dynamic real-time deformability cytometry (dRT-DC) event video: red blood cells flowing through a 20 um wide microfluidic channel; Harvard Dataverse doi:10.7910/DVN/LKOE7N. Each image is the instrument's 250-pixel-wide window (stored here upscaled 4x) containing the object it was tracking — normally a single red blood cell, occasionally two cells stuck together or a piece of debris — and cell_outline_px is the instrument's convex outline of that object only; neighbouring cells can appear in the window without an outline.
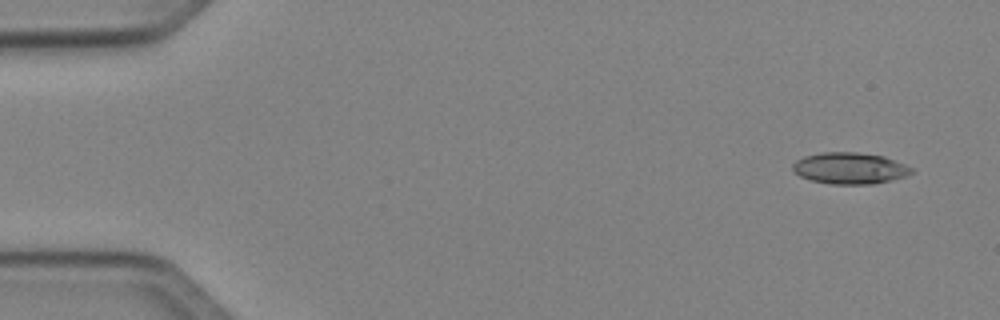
{"species": "Egyptian fruit bat (a non-hibernating species)", "species_latin": "Rousettus aegyptiacus", "temperature_condition": "cold", "stored_images_in_passage": 5, "camera_frame_rate_fps": 3000, "um_per_image_px": 0.085, "animal": {"sex": "female"}, "frame": {"image": 1, "passage_image": 1, "time_ms": 0.0, "image_size_px": [1000, 320], "cell_outline_px": [[912, 172], [904, 176], [872, 184], [832, 184], [812, 180], [800, 176], [792, 168], [792, 164], [796, 160], [804, 156], [824, 152], [856, 152], [884, 156], [904, 164], [912, 168]], "centroid_in_image_um": [72.2, 14.29], "position_along_channel_um": 12.8, "area_um2": 21.44}}
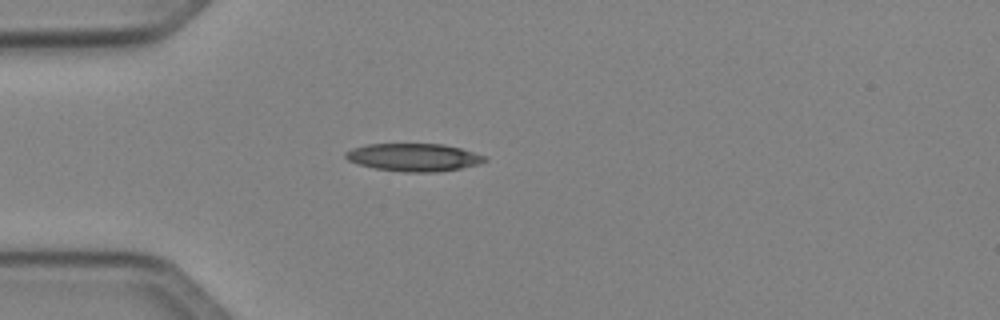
{"frame": {"image": 2, "passage_image": 2, "time_ms": 3.667, "image_size_px": [1000, 320], "cell_outline_px": [[488, 160], [480, 164], [460, 168], [436, 172], [404, 172], [376, 168], [360, 164], [348, 160], [344, 156], [344, 152], [352, 148], [364, 144], [444, 144], [460, 148], [488, 156]], "centroid_in_image_um": [35.2, 13.36], "position_along_channel_um": 49.8, "area_um2": 22.6}}
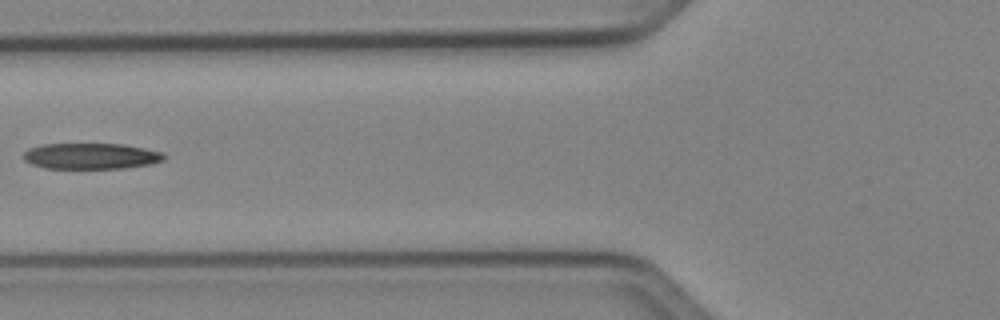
{"frame": {"image": 3, "passage_image": 5, "time_ms": 5.667, "image_size_px": [1000, 320], "cell_outline_px": [[164, 160], [152, 164], [124, 168], [44, 168], [32, 164], [24, 160], [24, 152], [28, 148], [44, 144], [124, 144], [164, 152]], "centroid_in_image_um": [7.75, 13.26], "position_along_channel_um": 118.0, "area_um2": 21.27}}